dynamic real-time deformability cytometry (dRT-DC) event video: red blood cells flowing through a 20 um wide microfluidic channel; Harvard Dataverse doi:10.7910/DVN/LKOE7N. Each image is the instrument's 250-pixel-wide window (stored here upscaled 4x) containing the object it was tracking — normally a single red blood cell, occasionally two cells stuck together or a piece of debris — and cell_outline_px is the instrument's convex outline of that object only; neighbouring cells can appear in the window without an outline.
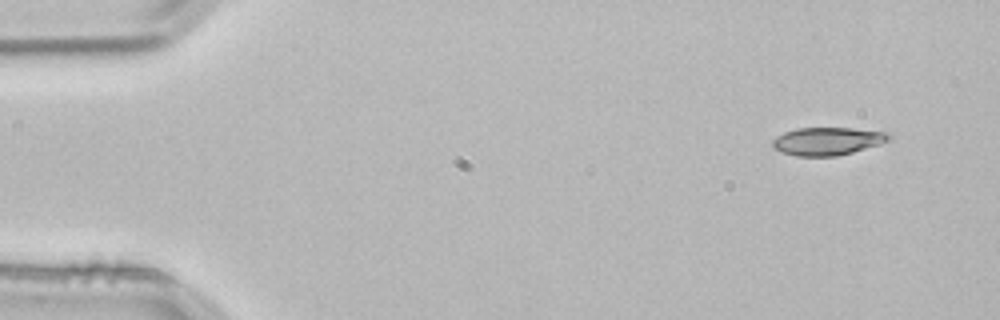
{"species": "common noctule bat (a hibernating species)", "species_latin": "Nyctalus noctula", "temperature_condition": "room temperature", "stored_images_in_passage": 3, "segment_of_instrument_passage": [1, 2], "camera_frame_rate_fps": 3000, "um_per_image_px": 0.085, "animal": {"sex": "male", "body_mass_g": 21.5, "forearm_length_mm": 52.0}, "frame": {"image": 1, "passage_image": 1, "time_ms": 0.0, "image_size_px": [1000, 320], "cell_outline_px": [[892, 136], [888, 140], [880, 144], [852, 152], [836, 156], [796, 156], [780, 152], [772, 148], [772, 140], [776, 136], [784, 132], [796, 128], [852, 128], [888, 132]], "centroid_in_image_um": [70.3, 12.0], "position_along_channel_um": 14.7, "area_um2": 19.02}}